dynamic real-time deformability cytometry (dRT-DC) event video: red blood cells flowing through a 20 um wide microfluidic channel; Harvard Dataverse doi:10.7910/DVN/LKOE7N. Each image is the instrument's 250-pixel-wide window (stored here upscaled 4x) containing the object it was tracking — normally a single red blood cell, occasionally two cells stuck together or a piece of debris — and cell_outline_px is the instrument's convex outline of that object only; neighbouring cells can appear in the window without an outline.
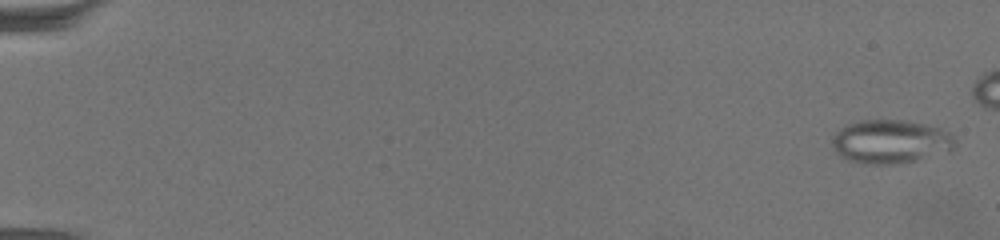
{"species": "common noctule bat (a hibernating species)", "species_latin": "Nyctalus noctula", "temperature_condition": "warm", "stored_images_in_passage": 60, "camera_frame_rate_fps": 3000, "um_per_image_px": 0.085, "animal": {"sex": "female", "body_mass_g": 19.5, "forearm_length_mm": 54.1}, "frame": {"image": 1, "passage_image": 2, "time_ms": 0.333, "image_size_px": [1000, 240], "cell_outline_px": [[956, 148], [948, 152], [916, 160], [892, 164], [864, 164], [848, 160], [840, 156], [832, 148], [832, 136], [840, 128], [848, 124], [860, 120], [904, 120], [924, 124], [940, 128], [956, 136]], "centroid_in_image_um": [75.71, 12.04], "position_along_channel_um": 9.3, "area_um2": 31.56}}
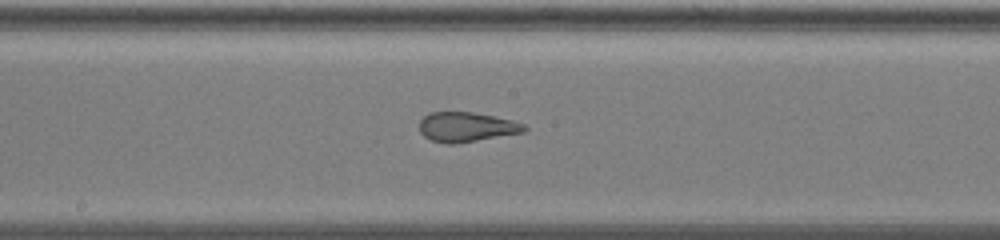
{"frame": {"image": 2, "passage_image": 38, "time_ms": 12.333, "image_size_px": [1000, 240], "cell_outline_px": [[528, 128], [524, 132], [456, 144], [444, 144], [432, 140], [424, 136], [420, 132], [420, 120], [424, 116], [432, 112], [472, 112], [512, 120], [524, 124]], "centroid_in_image_um": [39.64, 10.8], "position_along_channel_um": 208.6, "area_um2": 18.09}}
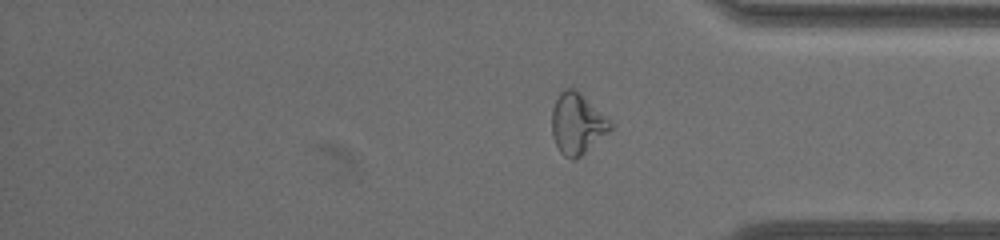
{"frame": {"image": 3, "passage_image": 55, "time_ms": 18.0, "image_size_px": [1000, 240], "cell_outline_px": [[612, 128], [576, 160], [572, 160], [564, 156], [560, 152], [552, 136], [552, 108], [560, 92], [564, 88], [572, 88], [580, 92], [612, 124]], "centroid_in_image_um": [49.01, 10.52], "position_along_channel_um": 386.2, "area_um2": 20.35}}